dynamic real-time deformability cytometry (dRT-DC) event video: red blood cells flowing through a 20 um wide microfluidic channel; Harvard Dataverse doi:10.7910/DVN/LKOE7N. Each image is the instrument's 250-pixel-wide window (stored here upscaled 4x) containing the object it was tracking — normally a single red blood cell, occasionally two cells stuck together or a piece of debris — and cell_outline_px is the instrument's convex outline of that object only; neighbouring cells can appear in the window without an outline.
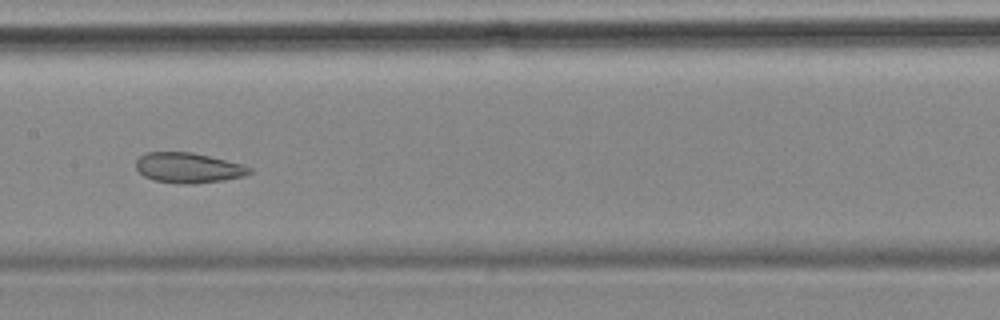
{"species": "common noctule bat (a hibernating species)", "species_latin": "Nyctalus noctula", "temperature_condition": "cold", "stored_images_in_passage": 10, "camera_frame_rate_fps": 3000, "um_per_image_px": 0.085, "animal": {"sex": "female", "body_mass_g": 18.4}, "frame": {"image": 1, "passage_image": 4, "time_ms": 3.333, "image_size_px": [1000, 320], "cell_outline_px": [[252, 172], [244, 176], [224, 180], [192, 184], [180, 184], [156, 180], [144, 176], [136, 168], [136, 160], [140, 156], [148, 152], [192, 152], [244, 164], [252, 168]], "centroid_in_image_um": [16.04, 14.26], "position_along_channel_um": 191.4, "area_um2": 20.0}}
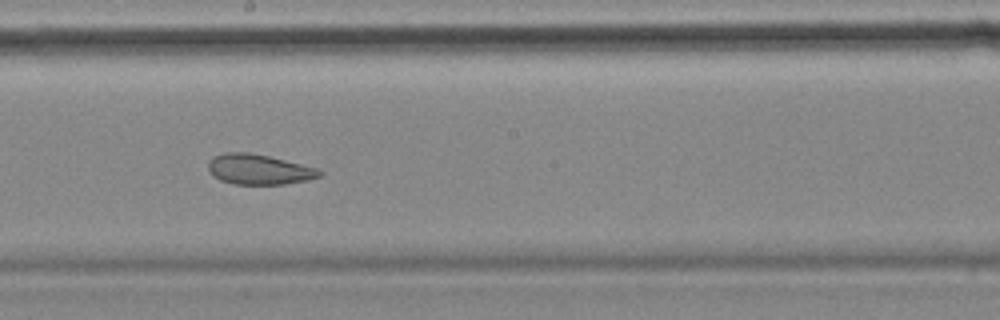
{"frame": {"image": 2, "passage_image": 5, "time_ms": 4.333, "image_size_px": [1000, 320], "cell_outline_px": [[324, 172], [320, 176], [308, 180], [284, 184], [236, 184], [220, 180], [212, 176], [208, 168], [208, 160], [212, 156], [224, 152], [248, 152], [268, 156], [320, 168]], "centroid_in_image_um": [22.01, 14.39], "position_along_channel_um": 226.2, "area_um2": 19.83}}